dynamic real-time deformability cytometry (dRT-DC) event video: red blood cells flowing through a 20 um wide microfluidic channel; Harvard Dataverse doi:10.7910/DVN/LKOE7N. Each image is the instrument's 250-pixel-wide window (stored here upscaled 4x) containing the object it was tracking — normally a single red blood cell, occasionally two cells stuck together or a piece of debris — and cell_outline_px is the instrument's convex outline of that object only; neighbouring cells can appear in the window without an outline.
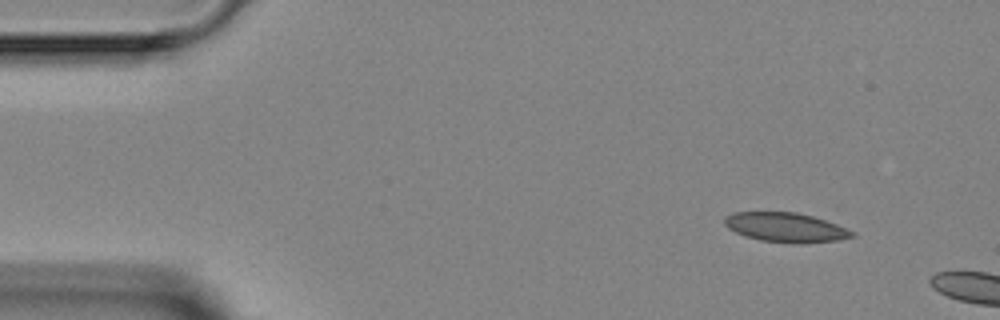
{"species": "Egyptian fruit bat (a non-hibernating species)", "species_latin": "Rousettus aegyptiacus", "temperature_condition": "room temperature", "stored_images_in_passage": 2, "camera_frame_rate_fps": 3000, "um_per_image_px": 0.085, "animal": {"sex": "female"}, "frame": {"image": 1, "passage_image": 1, "time_ms": 0.0, "image_size_px": [1000, 320], "cell_outline_px": [[856, 236], [840, 240], [800, 244], [792, 244], [760, 240], [744, 236], [728, 228], [724, 224], [724, 216], [732, 212], [796, 212], [812, 216], [836, 224], [856, 232]], "centroid_in_image_um": [66.79, 19.34], "position_along_channel_um": 18.2, "area_um2": 22.14}}